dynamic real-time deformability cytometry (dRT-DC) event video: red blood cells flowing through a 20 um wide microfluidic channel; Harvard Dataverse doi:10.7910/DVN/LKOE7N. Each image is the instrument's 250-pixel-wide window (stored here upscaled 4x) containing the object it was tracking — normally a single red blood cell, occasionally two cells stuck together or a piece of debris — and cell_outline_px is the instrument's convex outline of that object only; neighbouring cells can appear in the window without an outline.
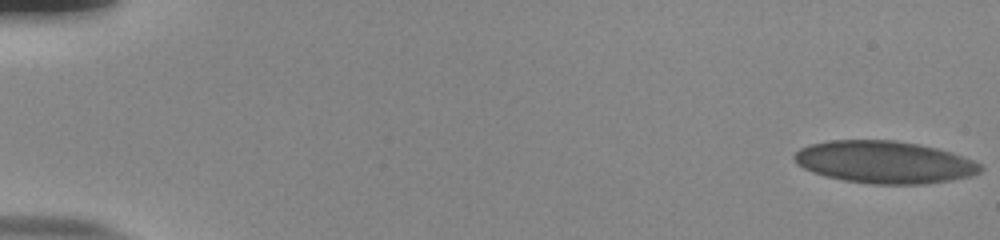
{"species": "human", "species_latin": "Homo sapiens", "temperature_condition": "room temperature", "stored_images_in_passage": 55, "camera_frame_rate_fps": 3000, "um_per_image_px": 0.085, "donor": {"sex": "male"}, "frame": {"image": 1, "passage_image": 1, "time_ms": 0.0, "image_size_px": [1000, 240], "cell_outline_px": [[984, 168], [980, 172], [968, 176], [948, 180], [924, 184], [872, 184], [844, 180], [812, 172], [796, 164], [792, 156], [800, 148], [808, 144], [832, 140], [892, 140], [916, 144], [936, 148], [972, 160], [980, 164]], "centroid_in_image_um": [75.11, 13.78], "position_along_channel_um": 9.9, "area_um2": 45.49}}
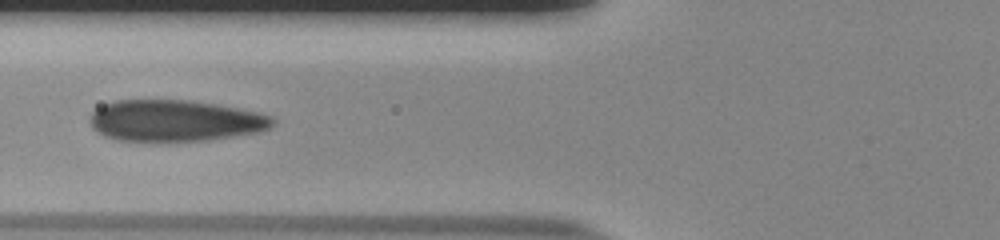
{"frame": {"image": 2, "passage_image": 23, "time_ms": 7.333, "image_size_px": [1000, 240], "cell_outline_px": [[276, 120], [268, 128], [256, 132], [208, 140], [116, 140], [104, 136], [92, 128], [88, 120], [92, 112], [96, 108], [112, 100], [188, 100], [216, 104], [260, 112], [272, 116]], "centroid_in_image_um": [14.84, 10.24], "position_along_channel_um": 111.0, "area_um2": 43.93}}
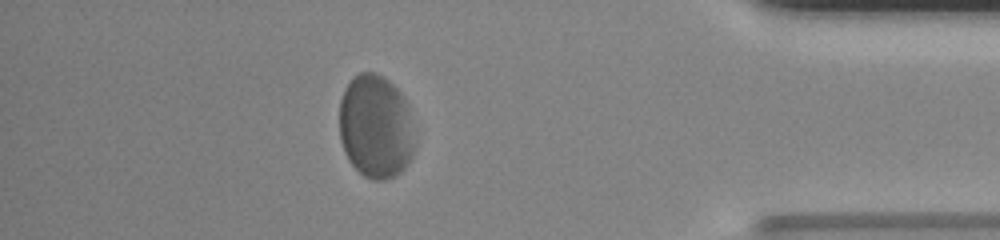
{"frame": {"image": 3, "passage_image": 49, "time_ms": 16.0, "image_size_px": [1000, 240], "cell_outline_px": [[412, 156], [404, 168], [396, 176], [384, 180], [372, 180], [364, 176], [352, 164], [344, 152], [340, 140], [340, 100], [344, 88], [352, 76], [360, 72], [376, 72], [388, 80], [400, 92], [408, 108], [412, 144]], "centroid_in_image_um": [31.88, 10.75], "position_along_channel_um": 403.3, "area_um2": 45.2}, "authors_computed_cell_mechanics": {"area_um2": 45.3152, "velocity_mm_per_s": 3.7385, "shape_relaxation_time_tau1_ms": 3.176, "shape_relaxation_time_tau2_ms": null, "deformation_change_tau1": 0.0958, "deformation_change_tau2": null}}